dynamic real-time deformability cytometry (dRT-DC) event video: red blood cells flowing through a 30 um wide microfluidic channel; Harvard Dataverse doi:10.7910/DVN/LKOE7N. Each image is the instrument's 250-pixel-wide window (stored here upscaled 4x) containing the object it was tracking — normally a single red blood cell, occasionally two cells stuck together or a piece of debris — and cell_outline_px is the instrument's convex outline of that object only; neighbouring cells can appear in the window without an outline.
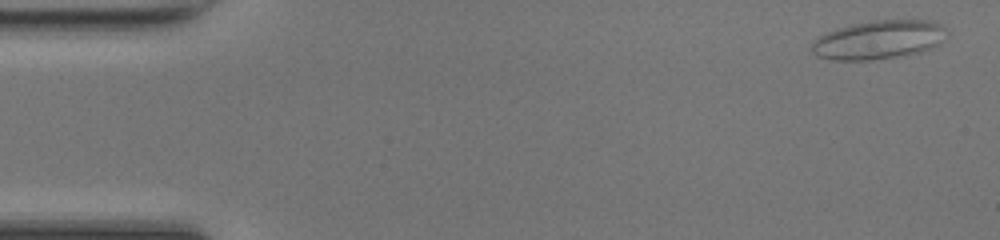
{"species": "common noctule bat (a hibernating species)", "species_latin": "Nyctalus noctula", "temperature_condition": "room temperature", "stored_images_in_passage": 48, "camera_frame_rate_fps": 3000, "um_per_image_px": 0.085, "animal": {"sex": "female", "body_mass_g": 17.0, "forearm_length_mm": 48.0}, "frame": {"image": 1, "passage_image": 2, "time_ms": 0.333, "image_size_px": [1000, 240], "cell_outline_px": [[948, 32], [936, 44], [920, 52], [872, 60], [832, 60], [816, 56], [812, 52], [812, 44], [820, 36], [836, 28], [852, 24], [872, 20], [932, 20], [940, 24]], "centroid_in_image_um": [74.65, 3.37], "position_along_channel_um": 10.3, "area_um2": 30.11}}
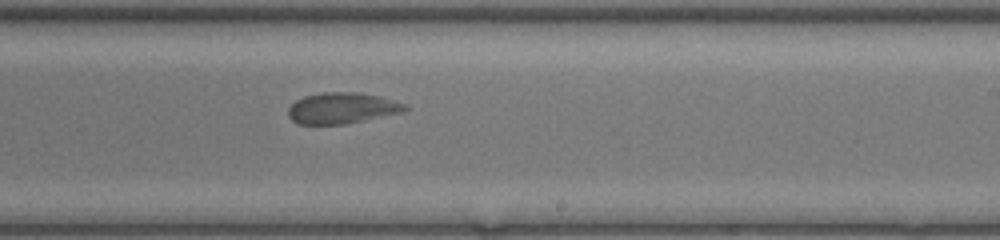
{"frame": {"image": 2, "passage_image": 29, "time_ms": 9.333, "image_size_px": [1000, 240], "cell_outline_px": [[408, 108], [404, 112], [344, 124], [296, 124], [288, 116], [288, 108], [296, 100], [304, 96], [324, 92], [356, 92], [376, 96], [392, 100], [404, 104]], "centroid_in_image_um": [29.03, 9.2], "position_along_channel_um": 260.0, "area_um2": 20.92}}
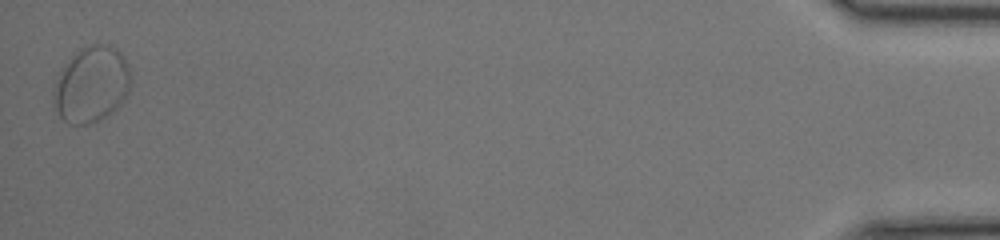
{"frame": {"image": 3, "passage_image": 48, "time_ms": 15.667, "image_size_px": [1000, 240], "cell_outline_px": [[128, 92], [124, 100], [120, 104], [104, 116], [88, 124], [68, 124], [60, 116], [56, 108], [56, 88], [60, 72], [72, 56], [80, 48], [88, 44], [108, 44], [116, 48], [124, 56], [128, 64]], "centroid_in_image_um": [7.8, 7.14], "position_along_channel_um": 427.4, "area_um2": 33.12}}